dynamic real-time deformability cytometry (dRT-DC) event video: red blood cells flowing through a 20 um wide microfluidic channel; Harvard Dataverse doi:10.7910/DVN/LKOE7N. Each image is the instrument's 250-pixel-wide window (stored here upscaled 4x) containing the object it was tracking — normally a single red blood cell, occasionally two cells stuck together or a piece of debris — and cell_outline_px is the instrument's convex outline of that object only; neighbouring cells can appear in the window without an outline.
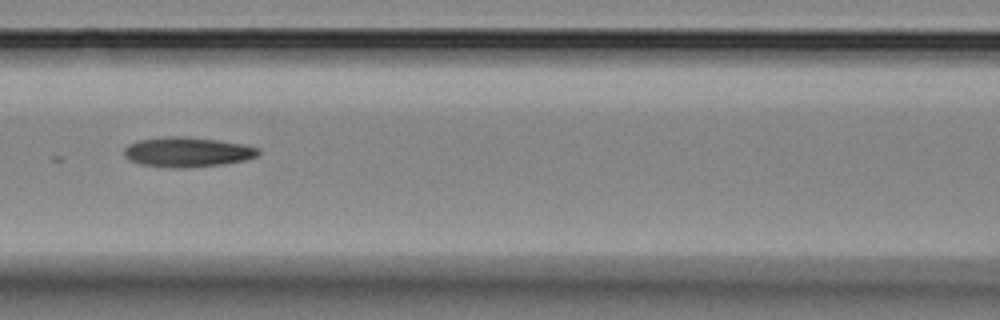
{"species": "Egyptian fruit bat (a non-hibernating species)", "species_latin": "Rousettus aegyptiacus", "temperature_condition": "room temperature", "stored_images_in_passage": 7, "camera_frame_rate_fps": 3000, "um_per_image_px": 0.085, "animal": {"sex": "female"}, "frame": {"image": 1, "passage_image": 6, "time_ms": 8.0, "image_size_px": [1000, 320], "cell_outline_px": [[260, 152], [256, 156], [244, 160], [224, 164], [184, 168], [172, 168], [140, 164], [128, 160], [124, 156], [124, 148], [128, 144], [140, 140], [168, 136], [184, 136], [220, 140], [244, 144], [260, 148]], "centroid_in_image_um": [15.92, 12.92], "position_along_channel_um": 150.7, "area_um2": 23.52}}
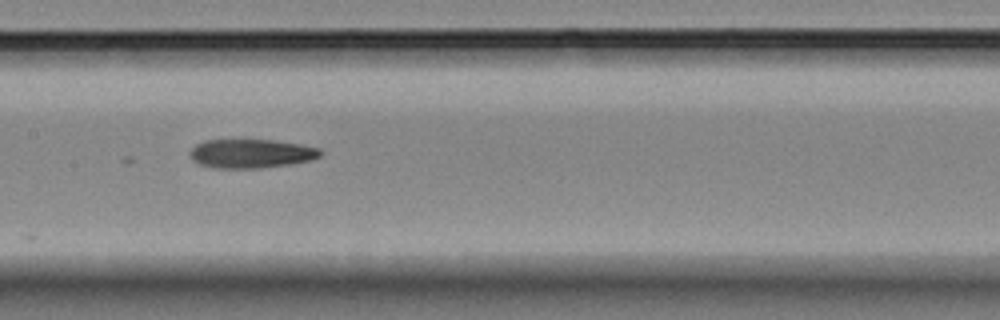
{"frame": {"image": 2, "passage_image": 7, "time_ms": 9.0, "image_size_px": [1000, 320], "cell_outline_px": [[324, 152], [320, 156], [312, 160], [292, 164], [260, 168], [212, 168], [200, 164], [192, 160], [188, 152], [196, 144], [204, 140], [276, 140], [300, 144], [320, 148]], "centroid_in_image_um": [21.36, 13.05], "position_along_channel_um": 186.0, "area_um2": 22.25}}